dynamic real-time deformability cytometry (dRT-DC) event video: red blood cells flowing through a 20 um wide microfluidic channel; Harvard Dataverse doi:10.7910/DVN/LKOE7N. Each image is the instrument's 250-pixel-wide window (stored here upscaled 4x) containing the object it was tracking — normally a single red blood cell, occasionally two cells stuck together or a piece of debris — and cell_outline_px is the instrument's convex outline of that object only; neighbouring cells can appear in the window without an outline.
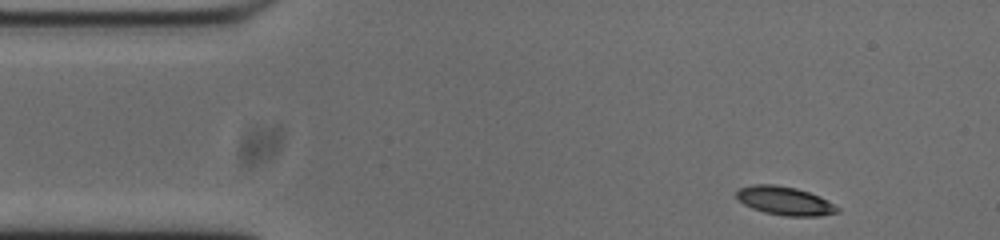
{"species": "common noctule bat (a hibernating species)", "species_latin": "Nyctalus noctula", "temperature_condition": "cold", "stored_images_in_passage": 49, "camera_frame_rate_fps": 3000, "um_per_image_px": 0.085, "animal": {"sex": "male", "body_mass_g": 20.0, "forearm_length_mm": 53.3}, "frame": {"image": 1, "passage_image": 1, "time_ms": 0.0, "image_size_px": [1000, 240], "cell_outline_px": [[840, 212], [820, 216], [784, 216], [764, 212], [752, 208], [744, 204], [736, 196], [736, 192], [740, 188], [752, 184], [776, 184], [796, 188], [820, 196], [828, 200], [840, 208]], "centroid_in_image_um": [66.74, 17.07], "position_along_channel_um": 18.3, "area_um2": 16.88}}
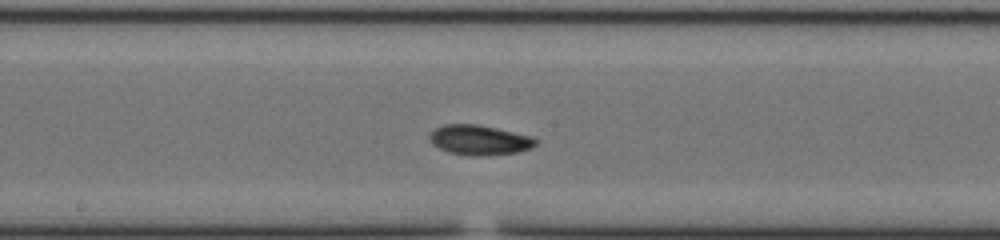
{"frame": {"image": 2, "passage_image": 22, "time_ms": 7.0, "image_size_px": [1000, 240], "cell_outline_px": [[536, 144], [532, 148], [520, 152], [480, 156], [448, 152], [432, 144], [428, 136], [436, 128], [444, 124], [476, 124], [496, 128], [532, 136], [536, 140]], "centroid_in_image_um": [40.76, 11.9], "position_along_channel_um": 207.4, "area_um2": 18.38}}
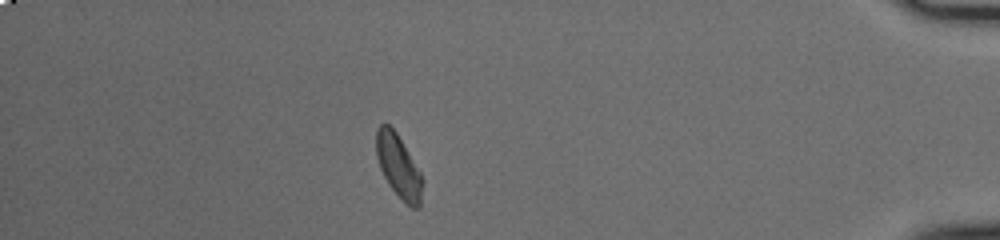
{"frame": {"image": 3, "passage_image": 42, "time_ms": 13.667, "image_size_px": [1000, 240], "cell_outline_px": [[424, 180], [420, 208], [412, 208], [388, 184], [380, 168], [376, 156], [376, 128], [380, 124], [388, 124], [396, 132], [420, 172]], "centroid_in_image_um": [33.88, 14.13], "position_along_channel_um": 401.3, "area_um2": 16.82}, "authors_computed_cell_mechanics": {"area_um2": 17.2244, "velocity_mm_per_s": 3.7282, "shape_relaxation_time_tau1_ms": 2.1772, "shape_relaxation_time_tau2_ms": null, "deformation_change_tau1": 0.0937, "deformation_change_tau2": null}}